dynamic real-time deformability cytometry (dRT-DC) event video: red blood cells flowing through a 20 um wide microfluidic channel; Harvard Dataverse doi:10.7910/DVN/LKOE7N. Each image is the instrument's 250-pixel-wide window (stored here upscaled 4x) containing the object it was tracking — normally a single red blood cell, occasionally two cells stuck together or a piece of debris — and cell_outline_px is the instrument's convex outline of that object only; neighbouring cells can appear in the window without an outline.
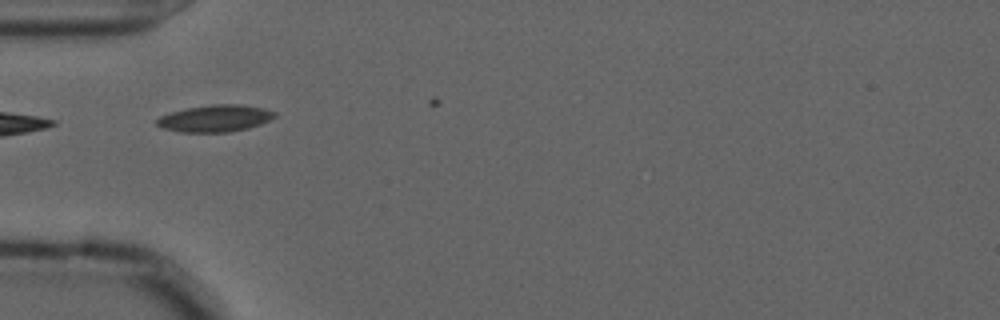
{"species": "common noctule bat (a hibernating species)", "species_latin": "Nyctalus noctula", "temperature_condition": "cold", "stored_images_in_passage": 3, "camera_frame_rate_fps": 3000, "um_per_image_px": 0.085, "animal": {"sex": "male", "forearm_length_mm": 52.5}, "frame": {"image": 1, "passage_image": 1, "time_ms": 0.0, "image_size_px": [1000, 320], "cell_outline_px": [[276, 116], [260, 124], [248, 128], [228, 132], [180, 132], [164, 128], [156, 124], [156, 120], [160, 116], [172, 112], [188, 108], [212, 104], [240, 104], [264, 108], [276, 112]], "centroid_in_image_um": [18.3, 10.06], "position_along_channel_um": 66.7, "area_um2": 18.32}}